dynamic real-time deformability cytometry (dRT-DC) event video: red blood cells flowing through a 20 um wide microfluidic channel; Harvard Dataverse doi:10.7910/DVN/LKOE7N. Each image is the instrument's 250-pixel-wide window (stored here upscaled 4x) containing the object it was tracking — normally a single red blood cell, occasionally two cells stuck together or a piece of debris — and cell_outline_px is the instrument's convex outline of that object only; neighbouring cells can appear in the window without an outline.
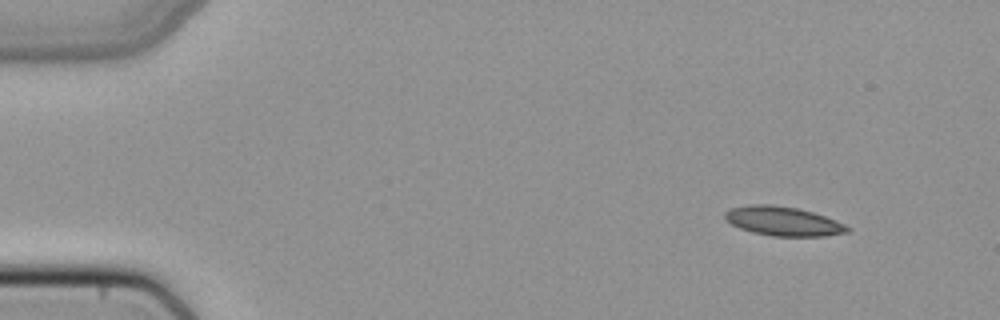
{"species": "common noctule bat (a hibernating species)", "species_latin": "Nyctalus noctula", "temperature_condition": "cold", "stored_images_in_passage": 46, "camera_frame_rate_fps": 3000, "um_per_image_px": 0.085, "animal": {"sex": "female", "body_mass_g": 22.7, "forearm_length_mm": 54.2}, "frame": {"image": 1, "passage_image": 1, "time_ms": 0.0, "image_size_px": [1000, 320], "cell_outline_px": [[852, 228], [848, 232], [824, 236], [772, 236], [752, 232], [740, 228], [724, 220], [724, 212], [732, 208], [748, 204], [772, 204], [800, 208], [836, 220]], "centroid_in_image_um": [66.55, 18.79], "position_along_channel_um": 18.4, "area_um2": 20.98}}
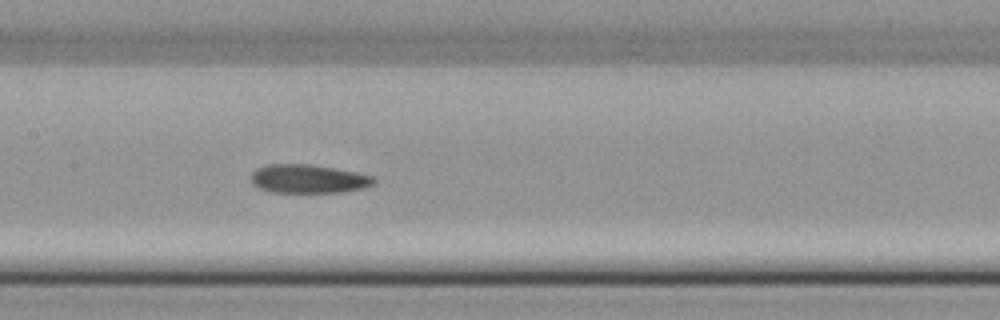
{"frame": {"image": 2, "passage_image": 21, "time_ms": 6.667, "image_size_px": [1000, 320], "cell_outline_px": [[376, 184], [364, 188], [344, 192], [272, 192], [260, 188], [252, 184], [252, 172], [256, 168], [268, 164], [312, 164], [356, 172], [372, 176], [376, 180]], "centroid_in_image_um": [26.23, 15.2], "position_along_channel_um": 181.2, "area_um2": 20.58}}
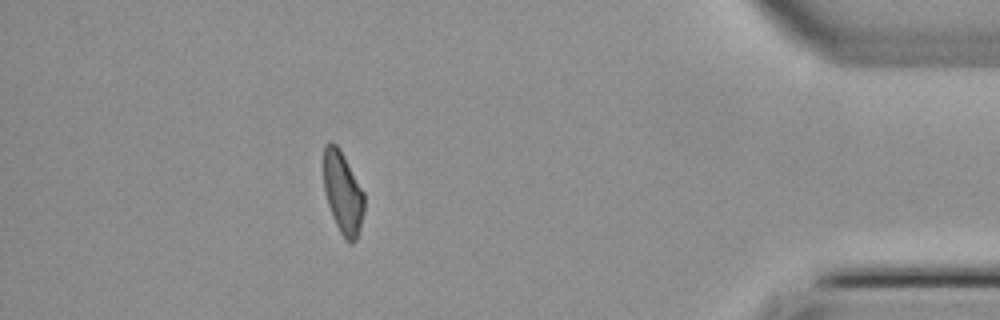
{"frame": {"image": 3, "passage_image": 41, "time_ms": 13.333, "image_size_px": [1000, 320], "cell_outline_px": [[364, 212], [360, 228], [356, 240], [352, 244], [348, 244], [344, 240], [332, 216], [324, 192], [324, 144], [328, 140], [336, 144], [340, 148], [364, 192]], "centroid_in_image_um": [29.14, 16.4], "position_along_channel_um": 406.1, "area_um2": 19.71}}